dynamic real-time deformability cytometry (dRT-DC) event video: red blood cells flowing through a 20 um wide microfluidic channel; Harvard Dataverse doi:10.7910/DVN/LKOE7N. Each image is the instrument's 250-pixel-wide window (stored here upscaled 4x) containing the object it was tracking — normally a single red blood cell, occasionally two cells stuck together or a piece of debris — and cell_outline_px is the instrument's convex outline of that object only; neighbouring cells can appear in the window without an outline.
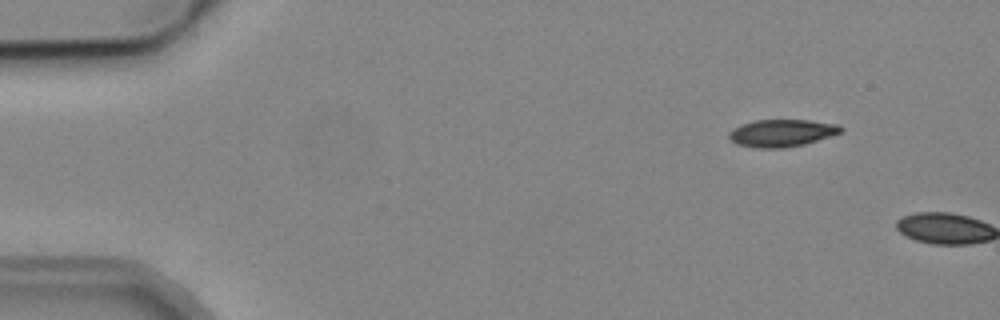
{"species": "common noctule bat (a hibernating species)", "species_latin": "Nyctalus noctula", "temperature_condition": "cold", "stored_images_in_passage": 2, "camera_frame_rate_fps": 3000, "um_per_image_px": 0.085, "animal": {"sex": "male", "body_mass_g": 19.2, "forearm_length_mm": 51.8}, "frame": {"image": 1, "passage_image": 1, "time_ms": 0.0, "image_size_px": [1000, 320], "cell_outline_px": [[844, 128], [840, 132], [804, 144], [784, 148], [756, 148], [736, 144], [728, 136], [728, 132], [744, 124], [756, 120], [808, 120], [840, 124]], "centroid_in_image_um": [66.46, 11.31], "position_along_channel_um": 18.5, "area_um2": 17.57}}